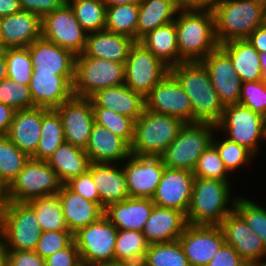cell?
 <instances>
[{
    "instance_id": "obj_46",
    "label": "cell",
    "mask_w": 266,
    "mask_h": 266,
    "mask_svg": "<svg viewBox=\"0 0 266 266\" xmlns=\"http://www.w3.org/2000/svg\"><path fill=\"white\" fill-rule=\"evenodd\" d=\"M234 210L266 246V208L251 201L247 196H237Z\"/></svg>"
},
{
    "instance_id": "obj_57",
    "label": "cell",
    "mask_w": 266,
    "mask_h": 266,
    "mask_svg": "<svg viewBox=\"0 0 266 266\" xmlns=\"http://www.w3.org/2000/svg\"><path fill=\"white\" fill-rule=\"evenodd\" d=\"M15 110L6 104L0 103V136L7 135Z\"/></svg>"
},
{
    "instance_id": "obj_3",
    "label": "cell",
    "mask_w": 266,
    "mask_h": 266,
    "mask_svg": "<svg viewBox=\"0 0 266 266\" xmlns=\"http://www.w3.org/2000/svg\"><path fill=\"white\" fill-rule=\"evenodd\" d=\"M230 187L228 181L195 177L187 224L219 225L234 210L237 196Z\"/></svg>"
},
{
    "instance_id": "obj_45",
    "label": "cell",
    "mask_w": 266,
    "mask_h": 266,
    "mask_svg": "<svg viewBox=\"0 0 266 266\" xmlns=\"http://www.w3.org/2000/svg\"><path fill=\"white\" fill-rule=\"evenodd\" d=\"M4 58L7 77L22 85H29L32 78V60L28 48H6Z\"/></svg>"
},
{
    "instance_id": "obj_52",
    "label": "cell",
    "mask_w": 266,
    "mask_h": 266,
    "mask_svg": "<svg viewBox=\"0 0 266 266\" xmlns=\"http://www.w3.org/2000/svg\"><path fill=\"white\" fill-rule=\"evenodd\" d=\"M81 264V257L75 241L45 258V266H80Z\"/></svg>"
},
{
    "instance_id": "obj_6",
    "label": "cell",
    "mask_w": 266,
    "mask_h": 266,
    "mask_svg": "<svg viewBox=\"0 0 266 266\" xmlns=\"http://www.w3.org/2000/svg\"><path fill=\"white\" fill-rule=\"evenodd\" d=\"M216 130V125L208 122L185 123L160 155L162 163L168 168L193 171L201 154L212 144Z\"/></svg>"
},
{
    "instance_id": "obj_39",
    "label": "cell",
    "mask_w": 266,
    "mask_h": 266,
    "mask_svg": "<svg viewBox=\"0 0 266 266\" xmlns=\"http://www.w3.org/2000/svg\"><path fill=\"white\" fill-rule=\"evenodd\" d=\"M138 16L139 5L121 4L107 7L104 30L129 36L136 41Z\"/></svg>"
},
{
    "instance_id": "obj_1",
    "label": "cell",
    "mask_w": 266,
    "mask_h": 266,
    "mask_svg": "<svg viewBox=\"0 0 266 266\" xmlns=\"http://www.w3.org/2000/svg\"><path fill=\"white\" fill-rule=\"evenodd\" d=\"M174 22L180 63L202 61L220 46L211 8L182 7Z\"/></svg>"
},
{
    "instance_id": "obj_18",
    "label": "cell",
    "mask_w": 266,
    "mask_h": 266,
    "mask_svg": "<svg viewBox=\"0 0 266 266\" xmlns=\"http://www.w3.org/2000/svg\"><path fill=\"white\" fill-rule=\"evenodd\" d=\"M208 70L212 85L224 107L239 104L241 80L229 55L219 46L202 61Z\"/></svg>"
},
{
    "instance_id": "obj_67",
    "label": "cell",
    "mask_w": 266,
    "mask_h": 266,
    "mask_svg": "<svg viewBox=\"0 0 266 266\" xmlns=\"http://www.w3.org/2000/svg\"><path fill=\"white\" fill-rule=\"evenodd\" d=\"M262 25L266 27V6L263 9V22Z\"/></svg>"
},
{
    "instance_id": "obj_35",
    "label": "cell",
    "mask_w": 266,
    "mask_h": 266,
    "mask_svg": "<svg viewBox=\"0 0 266 266\" xmlns=\"http://www.w3.org/2000/svg\"><path fill=\"white\" fill-rule=\"evenodd\" d=\"M139 42L168 67L180 64L174 21L150 31Z\"/></svg>"
},
{
    "instance_id": "obj_20",
    "label": "cell",
    "mask_w": 266,
    "mask_h": 266,
    "mask_svg": "<svg viewBox=\"0 0 266 266\" xmlns=\"http://www.w3.org/2000/svg\"><path fill=\"white\" fill-rule=\"evenodd\" d=\"M225 242L231 245L247 262L261 260L266 255V246L261 238L233 210L220 224Z\"/></svg>"
},
{
    "instance_id": "obj_69",
    "label": "cell",
    "mask_w": 266,
    "mask_h": 266,
    "mask_svg": "<svg viewBox=\"0 0 266 266\" xmlns=\"http://www.w3.org/2000/svg\"><path fill=\"white\" fill-rule=\"evenodd\" d=\"M255 1L257 4H261L263 7L266 6V0H253Z\"/></svg>"
},
{
    "instance_id": "obj_30",
    "label": "cell",
    "mask_w": 266,
    "mask_h": 266,
    "mask_svg": "<svg viewBox=\"0 0 266 266\" xmlns=\"http://www.w3.org/2000/svg\"><path fill=\"white\" fill-rule=\"evenodd\" d=\"M57 194L68 230L73 234L104 215V210L96 202L71 191L65 184H62Z\"/></svg>"
},
{
    "instance_id": "obj_11",
    "label": "cell",
    "mask_w": 266,
    "mask_h": 266,
    "mask_svg": "<svg viewBox=\"0 0 266 266\" xmlns=\"http://www.w3.org/2000/svg\"><path fill=\"white\" fill-rule=\"evenodd\" d=\"M118 229L103 215L96 222L74 233L81 261L88 265L115 263V243Z\"/></svg>"
},
{
    "instance_id": "obj_51",
    "label": "cell",
    "mask_w": 266,
    "mask_h": 266,
    "mask_svg": "<svg viewBox=\"0 0 266 266\" xmlns=\"http://www.w3.org/2000/svg\"><path fill=\"white\" fill-rule=\"evenodd\" d=\"M65 185L73 192L85 199L96 202L100 206L98 190L93 182L91 174L87 171L80 176L70 179Z\"/></svg>"
},
{
    "instance_id": "obj_49",
    "label": "cell",
    "mask_w": 266,
    "mask_h": 266,
    "mask_svg": "<svg viewBox=\"0 0 266 266\" xmlns=\"http://www.w3.org/2000/svg\"><path fill=\"white\" fill-rule=\"evenodd\" d=\"M239 104L266 118V83L260 80L241 83Z\"/></svg>"
},
{
    "instance_id": "obj_32",
    "label": "cell",
    "mask_w": 266,
    "mask_h": 266,
    "mask_svg": "<svg viewBox=\"0 0 266 266\" xmlns=\"http://www.w3.org/2000/svg\"><path fill=\"white\" fill-rule=\"evenodd\" d=\"M182 8L178 0H142L136 28V41L150 31L173 22Z\"/></svg>"
},
{
    "instance_id": "obj_8",
    "label": "cell",
    "mask_w": 266,
    "mask_h": 266,
    "mask_svg": "<svg viewBox=\"0 0 266 266\" xmlns=\"http://www.w3.org/2000/svg\"><path fill=\"white\" fill-rule=\"evenodd\" d=\"M216 127L221 136L244 146L256 157L261 151L259 142L266 141V118L241 104L224 107Z\"/></svg>"
},
{
    "instance_id": "obj_25",
    "label": "cell",
    "mask_w": 266,
    "mask_h": 266,
    "mask_svg": "<svg viewBox=\"0 0 266 266\" xmlns=\"http://www.w3.org/2000/svg\"><path fill=\"white\" fill-rule=\"evenodd\" d=\"M0 20L5 48H27L41 37V18L35 13L22 10Z\"/></svg>"
},
{
    "instance_id": "obj_19",
    "label": "cell",
    "mask_w": 266,
    "mask_h": 266,
    "mask_svg": "<svg viewBox=\"0 0 266 266\" xmlns=\"http://www.w3.org/2000/svg\"><path fill=\"white\" fill-rule=\"evenodd\" d=\"M193 171L165 167L152 202L159 207L188 211L194 182Z\"/></svg>"
},
{
    "instance_id": "obj_43",
    "label": "cell",
    "mask_w": 266,
    "mask_h": 266,
    "mask_svg": "<svg viewBox=\"0 0 266 266\" xmlns=\"http://www.w3.org/2000/svg\"><path fill=\"white\" fill-rule=\"evenodd\" d=\"M29 156L22 152L7 135L0 136V178L9 185L24 168Z\"/></svg>"
},
{
    "instance_id": "obj_47",
    "label": "cell",
    "mask_w": 266,
    "mask_h": 266,
    "mask_svg": "<svg viewBox=\"0 0 266 266\" xmlns=\"http://www.w3.org/2000/svg\"><path fill=\"white\" fill-rule=\"evenodd\" d=\"M194 177L217 179L230 183L231 174L227 171L217 149L211 144L199 157L193 170Z\"/></svg>"
},
{
    "instance_id": "obj_55",
    "label": "cell",
    "mask_w": 266,
    "mask_h": 266,
    "mask_svg": "<svg viewBox=\"0 0 266 266\" xmlns=\"http://www.w3.org/2000/svg\"><path fill=\"white\" fill-rule=\"evenodd\" d=\"M66 2L67 0H20V5L23 11L35 13L42 19Z\"/></svg>"
},
{
    "instance_id": "obj_23",
    "label": "cell",
    "mask_w": 266,
    "mask_h": 266,
    "mask_svg": "<svg viewBox=\"0 0 266 266\" xmlns=\"http://www.w3.org/2000/svg\"><path fill=\"white\" fill-rule=\"evenodd\" d=\"M88 172L98 190L100 207L103 210L110 204L129 198L122 164L91 162Z\"/></svg>"
},
{
    "instance_id": "obj_58",
    "label": "cell",
    "mask_w": 266,
    "mask_h": 266,
    "mask_svg": "<svg viewBox=\"0 0 266 266\" xmlns=\"http://www.w3.org/2000/svg\"><path fill=\"white\" fill-rule=\"evenodd\" d=\"M22 11L20 0H0V17Z\"/></svg>"
},
{
    "instance_id": "obj_71",
    "label": "cell",
    "mask_w": 266,
    "mask_h": 266,
    "mask_svg": "<svg viewBox=\"0 0 266 266\" xmlns=\"http://www.w3.org/2000/svg\"><path fill=\"white\" fill-rule=\"evenodd\" d=\"M0 43H2L1 20H0Z\"/></svg>"
},
{
    "instance_id": "obj_27",
    "label": "cell",
    "mask_w": 266,
    "mask_h": 266,
    "mask_svg": "<svg viewBox=\"0 0 266 266\" xmlns=\"http://www.w3.org/2000/svg\"><path fill=\"white\" fill-rule=\"evenodd\" d=\"M186 226L184 212L154 205L142 233L149 244L171 242L178 240Z\"/></svg>"
},
{
    "instance_id": "obj_13",
    "label": "cell",
    "mask_w": 266,
    "mask_h": 266,
    "mask_svg": "<svg viewBox=\"0 0 266 266\" xmlns=\"http://www.w3.org/2000/svg\"><path fill=\"white\" fill-rule=\"evenodd\" d=\"M41 36L77 56L84 51L87 32L81 27L72 8L66 2L41 19Z\"/></svg>"
},
{
    "instance_id": "obj_24",
    "label": "cell",
    "mask_w": 266,
    "mask_h": 266,
    "mask_svg": "<svg viewBox=\"0 0 266 266\" xmlns=\"http://www.w3.org/2000/svg\"><path fill=\"white\" fill-rule=\"evenodd\" d=\"M85 152L93 163H122L131 155L130 145L108 128L94 123Z\"/></svg>"
},
{
    "instance_id": "obj_42",
    "label": "cell",
    "mask_w": 266,
    "mask_h": 266,
    "mask_svg": "<svg viewBox=\"0 0 266 266\" xmlns=\"http://www.w3.org/2000/svg\"><path fill=\"white\" fill-rule=\"evenodd\" d=\"M218 130L214 133L212 145L217 149L219 156L224 163L225 168L231 174L236 172L238 168L251 164L255 159V155L245 148L227 138L215 137Z\"/></svg>"
},
{
    "instance_id": "obj_50",
    "label": "cell",
    "mask_w": 266,
    "mask_h": 266,
    "mask_svg": "<svg viewBox=\"0 0 266 266\" xmlns=\"http://www.w3.org/2000/svg\"><path fill=\"white\" fill-rule=\"evenodd\" d=\"M73 241L74 234L70 231H45L42 232L34 251L45 259Z\"/></svg>"
},
{
    "instance_id": "obj_28",
    "label": "cell",
    "mask_w": 266,
    "mask_h": 266,
    "mask_svg": "<svg viewBox=\"0 0 266 266\" xmlns=\"http://www.w3.org/2000/svg\"><path fill=\"white\" fill-rule=\"evenodd\" d=\"M42 107L15 111L10 129L9 139L29 157H32L41 136Z\"/></svg>"
},
{
    "instance_id": "obj_66",
    "label": "cell",
    "mask_w": 266,
    "mask_h": 266,
    "mask_svg": "<svg viewBox=\"0 0 266 266\" xmlns=\"http://www.w3.org/2000/svg\"><path fill=\"white\" fill-rule=\"evenodd\" d=\"M247 266H266V255L261 260L248 263Z\"/></svg>"
},
{
    "instance_id": "obj_34",
    "label": "cell",
    "mask_w": 266,
    "mask_h": 266,
    "mask_svg": "<svg viewBox=\"0 0 266 266\" xmlns=\"http://www.w3.org/2000/svg\"><path fill=\"white\" fill-rule=\"evenodd\" d=\"M220 47L231 58L234 70L242 83L260 80L261 67L259 52L247 39L225 42Z\"/></svg>"
},
{
    "instance_id": "obj_36",
    "label": "cell",
    "mask_w": 266,
    "mask_h": 266,
    "mask_svg": "<svg viewBox=\"0 0 266 266\" xmlns=\"http://www.w3.org/2000/svg\"><path fill=\"white\" fill-rule=\"evenodd\" d=\"M64 142L63 125L58 112L42 107L41 136L36 152L31 158L47 161Z\"/></svg>"
},
{
    "instance_id": "obj_53",
    "label": "cell",
    "mask_w": 266,
    "mask_h": 266,
    "mask_svg": "<svg viewBox=\"0 0 266 266\" xmlns=\"http://www.w3.org/2000/svg\"><path fill=\"white\" fill-rule=\"evenodd\" d=\"M7 266H45V259L34 250H8Z\"/></svg>"
},
{
    "instance_id": "obj_54",
    "label": "cell",
    "mask_w": 266,
    "mask_h": 266,
    "mask_svg": "<svg viewBox=\"0 0 266 266\" xmlns=\"http://www.w3.org/2000/svg\"><path fill=\"white\" fill-rule=\"evenodd\" d=\"M247 264L231 245L225 243L206 266H247Z\"/></svg>"
},
{
    "instance_id": "obj_29",
    "label": "cell",
    "mask_w": 266,
    "mask_h": 266,
    "mask_svg": "<svg viewBox=\"0 0 266 266\" xmlns=\"http://www.w3.org/2000/svg\"><path fill=\"white\" fill-rule=\"evenodd\" d=\"M93 107L111 109L136 121L145 110V98L125 84L98 90L91 97Z\"/></svg>"
},
{
    "instance_id": "obj_22",
    "label": "cell",
    "mask_w": 266,
    "mask_h": 266,
    "mask_svg": "<svg viewBox=\"0 0 266 266\" xmlns=\"http://www.w3.org/2000/svg\"><path fill=\"white\" fill-rule=\"evenodd\" d=\"M27 48L31 56L33 71L74 76L76 55L70 50L61 48L42 36Z\"/></svg>"
},
{
    "instance_id": "obj_56",
    "label": "cell",
    "mask_w": 266,
    "mask_h": 266,
    "mask_svg": "<svg viewBox=\"0 0 266 266\" xmlns=\"http://www.w3.org/2000/svg\"><path fill=\"white\" fill-rule=\"evenodd\" d=\"M251 45L259 52H266V27L261 25L247 38Z\"/></svg>"
},
{
    "instance_id": "obj_41",
    "label": "cell",
    "mask_w": 266,
    "mask_h": 266,
    "mask_svg": "<svg viewBox=\"0 0 266 266\" xmlns=\"http://www.w3.org/2000/svg\"><path fill=\"white\" fill-rule=\"evenodd\" d=\"M148 245L142 232L118 230L115 243V263L144 260Z\"/></svg>"
},
{
    "instance_id": "obj_70",
    "label": "cell",
    "mask_w": 266,
    "mask_h": 266,
    "mask_svg": "<svg viewBox=\"0 0 266 266\" xmlns=\"http://www.w3.org/2000/svg\"><path fill=\"white\" fill-rule=\"evenodd\" d=\"M80 266H108V265H88V264L82 263Z\"/></svg>"
},
{
    "instance_id": "obj_38",
    "label": "cell",
    "mask_w": 266,
    "mask_h": 266,
    "mask_svg": "<svg viewBox=\"0 0 266 266\" xmlns=\"http://www.w3.org/2000/svg\"><path fill=\"white\" fill-rule=\"evenodd\" d=\"M67 3L87 33L104 30L107 7L102 0H67Z\"/></svg>"
},
{
    "instance_id": "obj_4",
    "label": "cell",
    "mask_w": 266,
    "mask_h": 266,
    "mask_svg": "<svg viewBox=\"0 0 266 266\" xmlns=\"http://www.w3.org/2000/svg\"><path fill=\"white\" fill-rule=\"evenodd\" d=\"M210 8L219 45L247 39L263 22L264 7L253 0H219Z\"/></svg>"
},
{
    "instance_id": "obj_44",
    "label": "cell",
    "mask_w": 266,
    "mask_h": 266,
    "mask_svg": "<svg viewBox=\"0 0 266 266\" xmlns=\"http://www.w3.org/2000/svg\"><path fill=\"white\" fill-rule=\"evenodd\" d=\"M95 123L108 128L112 133L131 145L135 121L127 116L103 107H93Z\"/></svg>"
},
{
    "instance_id": "obj_7",
    "label": "cell",
    "mask_w": 266,
    "mask_h": 266,
    "mask_svg": "<svg viewBox=\"0 0 266 266\" xmlns=\"http://www.w3.org/2000/svg\"><path fill=\"white\" fill-rule=\"evenodd\" d=\"M124 63L113 62L91 56H76L73 93L90 98L98 90L123 85Z\"/></svg>"
},
{
    "instance_id": "obj_5",
    "label": "cell",
    "mask_w": 266,
    "mask_h": 266,
    "mask_svg": "<svg viewBox=\"0 0 266 266\" xmlns=\"http://www.w3.org/2000/svg\"><path fill=\"white\" fill-rule=\"evenodd\" d=\"M185 123L174 116L158 114L145 109L135 121L130 145L132 155L160 156L176 139Z\"/></svg>"
},
{
    "instance_id": "obj_62",
    "label": "cell",
    "mask_w": 266,
    "mask_h": 266,
    "mask_svg": "<svg viewBox=\"0 0 266 266\" xmlns=\"http://www.w3.org/2000/svg\"><path fill=\"white\" fill-rule=\"evenodd\" d=\"M106 7L117 6L121 4L139 5L142 0H102Z\"/></svg>"
},
{
    "instance_id": "obj_12",
    "label": "cell",
    "mask_w": 266,
    "mask_h": 266,
    "mask_svg": "<svg viewBox=\"0 0 266 266\" xmlns=\"http://www.w3.org/2000/svg\"><path fill=\"white\" fill-rule=\"evenodd\" d=\"M124 66V84L144 98L170 72V67L139 41L131 46Z\"/></svg>"
},
{
    "instance_id": "obj_65",
    "label": "cell",
    "mask_w": 266,
    "mask_h": 266,
    "mask_svg": "<svg viewBox=\"0 0 266 266\" xmlns=\"http://www.w3.org/2000/svg\"><path fill=\"white\" fill-rule=\"evenodd\" d=\"M7 77V64L3 57L0 58V81Z\"/></svg>"
},
{
    "instance_id": "obj_59",
    "label": "cell",
    "mask_w": 266,
    "mask_h": 266,
    "mask_svg": "<svg viewBox=\"0 0 266 266\" xmlns=\"http://www.w3.org/2000/svg\"><path fill=\"white\" fill-rule=\"evenodd\" d=\"M182 7L210 8L219 0H178Z\"/></svg>"
},
{
    "instance_id": "obj_64",
    "label": "cell",
    "mask_w": 266,
    "mask_h": 266,
    "mask_svg": "<svg viewBox=\"0 0 266 266\" xmlns=\"http://www.w3.org/2000/svg\"><path fill=\"white\" fill-rule=\"evenodd\" d=\"M111 266H147V265L144 260H137V261L118 262L114 263Z\"/></svg>"
},
{
    "instance_id": "obj_60",
    "label": "cell",
    "mask_w": 266,
    "mask_h": 266,
    "mask_svg": "<svg viewBox=\"0 0 266 266\" xmlns=\"http://www.w3.org/2000/svg\"><path fill=\"white\" fill-rule=\"evenodd\" d=\"M9 202L8 185L0 178V211H2Z\"/></svg>"
},
{
    "instance_id": "obj_26",
    "label": "cell",
    "mask_w": 266,
    "mask_h": 266,
    "mask_svg": "<svg viewBox=\"0 0 266 266\" xmlns=\"http://www.w3.org/2000/svg\"><path fill=\"white\" fill-rule=\"evenodd\" d=\"M154 205L151 198L129 197L107 206L104 216L118 230L142 232Z\"/></svg>"
},
{
    "instance_id": "obj_63",
    "label": "cell",
    "mask_w": 266,
    "mask_h": 266,
    "mask_svg": "<svg viewBox=\"0 0 266 266\" xmlns=\"http://www.w3.org/2000/svg\"><path fill=\"white\" fill-rule=\"evenodd\" d=\"M261 76L260 81L266 83V52L259 53Z\"/></svg>"
},
{
    "instance_id": "obj_9",
    "label": "cell",
    "mask_w": 266,
    "mask_h": 266,
    "mask_svg": "<svg viewBox=\"0 0 266 266\" xmlns=\"http://www.w3.org/2000/svg\"><path fill=\"white\" fill-rule=\"evenodd\" d=\"M0 231L8 250H35L41 237L40 222L26 202H12L0 211Z\"/></svg>"
},
{
    "instance_id": "obj_37",
    "label": "cell",
    "mask_w": 266,
    "mask_h": 266,
    "mask_svg": "<svg viewBox=\"0 0 266 266\" xmlns=\"http://www.w3.org/2000/svg\"><path fill=\"white\" fill-rule=\"evenodd\" d=\"M26 203L34 210L42 232L69 231L58 194L35 198Z\"/></svg>"
},
{
    "instance_id": "obj_61",
    "label": "cell",
    "mask_w": 266,
    "mask_h": 266,
    "mask_svg": "<svg viewBox=\"0 0 266 266\" xmlns=\"http://www.w3.org/2000/svg\"><path fill=\"white\" fill-rule=\"evenodd\" d=\"M7 245L0 231V266H7Z\"/></svg>"
},
{
    "instance_id": "obj_48",
    "label": "cell",
    "mask_w": 266,
    "mask_h": 266,
    "mask_svg": "<svg viewBox=\"0 0 266 266\" xmlns=\"http://www.w3.org/2000/svg\"><path fill=\"white\" fill-rule=\"evenodd\" d=\"M0 103L15 111L34 108L29 85H22L6 77L0 81Z\"/></svg>"
},
{
    "instance_id": "obj_33",
    "label": "cell",
    "mask_w": 266,
    "mask_h": 266,
    "mask_svg": "<svg viewBox=\"0 0 266 266\" xmlns=\"http://www.w3.org/2000/svg\"><path fill=\"white\" fill-rule=\"evenodd\" d=\"M62 184L88 171L91 161L83 148L62 143L47 160Z\"/></svg>"
},
{
    "instance_id": "obj_17",
    "label": "cell",
    "mask_w": 266,
    "mask_h": 266,
    "mask_svg": "<svg viewBox=\"0 0 266 266\" xmlns=\"http://www.w3.org/2000/svg\"><path fill=\"white\" fill-rule=\"evenodd\" d=\"M129 197L152 198L165 165L160 156L130 155L122 163Z\"/></svg>"
},
{
    "instance_id": "obj_68",
    "label": "cell",
    "mask_w": 266,
    "mask_h": 266,
    "mask_svg": "<svg viewBox=\"0 0 266 266\" xmlns=\"http://www.w3.org/2000/svg\"><path fill=\"white\" fill-rule=\"evenodd\" d=\"M5 49L3 43H0V58L4 56Z\"/></svg>"
},
{
    "instance_id": "obj_40",
    "label": "cell",
    "mask_w": 266,
    "mask_h": 266,
    "mask_svg": "<svg viewBox=\"0 0 266 266\" xmlns=\"http://www.w3.org/2000/svg\"><path fill=\"white\" fill-rule=\"evenodd\" d=\"M144 261L147 266H190L178 240L149 244Z\"/></svg>"
},
{
    "instance_id": "obj_10",
    "label": "cell",
    "mask_w": 266,
    "mask_h": 266,
    "mask_svg": "<svg viewBox=\"0 0 266 266\" xmlns=\"http://www.w3.org/2000/svg\"><path fill=\"white\" fill-rule=\"evenodd\" d=\"M62 183L47 161L29 158L24 168L8 185L12 202H28L35 198L57 194Z\"/></svg>"
},
{
    "instance_id": "obj_31",
    "label": "cell",
    "mask_w": 266,
    "mask_h": 266,
    "mask_svg": "<svg viewBox=\"0 0 266 266\" xmlns=\"http://www.w3.org/2000/svg\"><path fill=\"white\" fill-rule=\"evenodd\" d=\"M135 43L131 37L106 30L87 33L86 45L82 54L113 62L124 63L131 46Z\"/></svg>"
},
{
    "instance_id": "obj_16",
    "label": "cell",
    "mask_w": 266,
    "mask_h": 266,
    "mask_svg": "<svg viewBox=\"0 0 266 266\" xmlns=\"http://www.w3.org/2000/svg\"><path fill=\"white\" fill-rule=\"evenodd\" d=\"M55 110L62 121L65 142L85 149L95 123L91 99L73 95Z\"/></svg>"
},
{
    "instance_id": "obj_14",
    "label": "cell",
    "mask_w": 266,
    "mask_h": 266,
    "mask_svg": "<svg viewBox=\"0 0 266 266\" xmlns=\"http://www.w3.org/2000/svg\"><path fill=\"white\" fill-rule=\"evenodd\" d=\"M145 109L193 123L190 99L178 80L169 72L145 97Z\"/></svg>"
},
{
    "instance_id": "obj_21",
    "label": "cell",
    "mask_w": 266,
    "mask_h": 266,
    "mask_svg": "<svg viewBox=\"0 0 266 266\" xmlns=\"http://www.w3.org/2000/svg\"><path fill=\"white\" fill-rule=\"evenodd\" d=\"M74 76L33 71L29 89L35 107L55 109L71 98Z\"/></svg>"
},
{
    "instance_id": "obj_15",
    "label": "cell",
    "mask_w": 266,
    "mask_h": 266,
    "mask_svg": "<svg viewBox=\"0 0 266 266\" xmlns=\"http://www.w3.org/2000/svg\"><path fill=\"white\" fill-rule=\"evenodd\" d=\"M178 241L190 266H206L226 243L219 225L187 224Z\"/></svg>"
},
{
    "instance_id": "obj_2",
    "label": "cell",
    "mask_w": 266,
    "mask_h": 266,
    "mask_svg": "<svg viewBox=\"0 0 266 266\" xmlns=\"http://www.w3.org/2000/svg\"><path fill=\"white\" fill-rule=\"evenodd\" d=\"M170 73L178 80L190 99L193 123L208 122L216 125L221 120L224 106L203 63L181 62L170 67Z\"/></svg>"
}]
</instances>
